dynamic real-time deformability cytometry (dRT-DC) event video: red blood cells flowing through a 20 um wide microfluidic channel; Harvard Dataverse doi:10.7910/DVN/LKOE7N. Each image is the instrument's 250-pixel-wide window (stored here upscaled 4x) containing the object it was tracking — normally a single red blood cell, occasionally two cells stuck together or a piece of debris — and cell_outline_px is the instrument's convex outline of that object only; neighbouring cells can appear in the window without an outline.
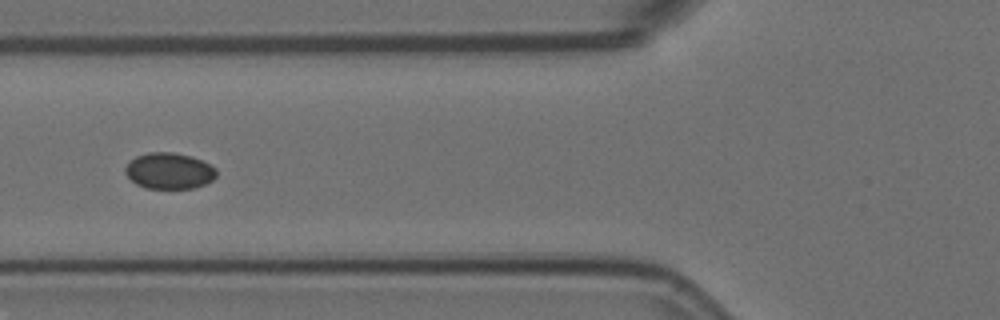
{"species": "Egyptian fruit bat (a non-hibernating species)", "species_latin": "Rousettus aegyptiacus", "temperature_condition": "room temperature", "stored_images_in_passage": 7, "camera_frame_rate_fps": 3000, "um_per_image_px": 0.085, "animal": {"sex": "female"}, "frame": {"image": 1, "passage_image": 3, "time_ms": 0.667, "image_size_px": [1000, 320], "cell_outline_px": [[216, 176], [212, 180], [204, 184], [192, 188], [144, 188], [136, 184], [124, 172], [124, 168], [136, 156], [148, 152], [172, 152], [192, 156], [216, 168]], "centroid_in_image_um": [14.37, 14.52], "position_along_channel_um": 111.4, "area_um2": 19.07}}
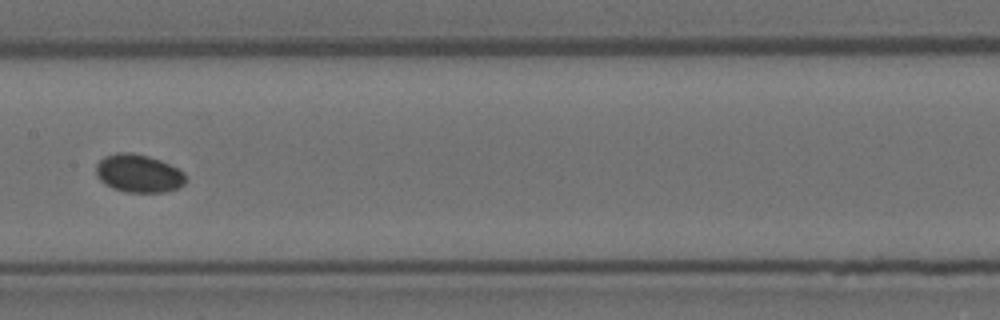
{"frame": {"image": 2, "passage_image": 5, "time_ms": 1.333, "image_size_px": [1000, 320], "cell_outline_px": [[184, 184], [176, 188], [164, 192], [124, 192], [112, 188], [104, 184], [96, 176], [96, 164], [104, 156], [116, 152], [132, 152], [148, 156], [160, 160], [184, 172]], "centroid_in_image_um": [11.72, 14.73], "position_along_channel_um": 195.7, "area_um2": 19.88}}
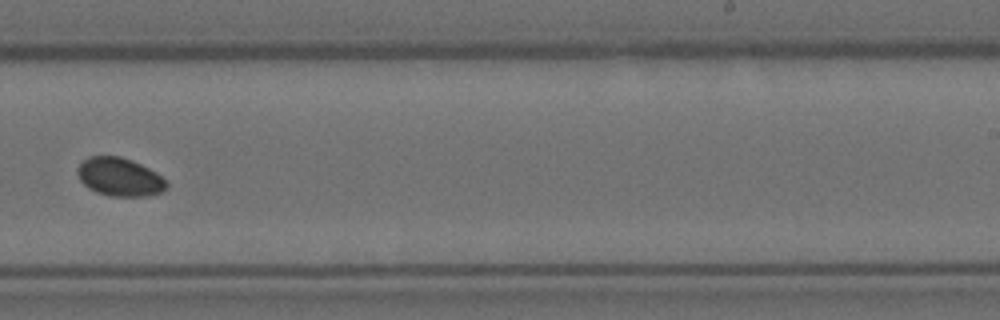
{"frame": {"image": 3, "passage_image": 7, "time_ms": 2.0, "image_size_px": [1000, 320], "cell_outline_px": [[168, 188], [160, 192], [148, 196], [112, 196], [96, 192], [88, 188], [80, 180], [76, 168], [88, 156], [120, 156], [132, 160], [156, 172], [168, 184]], "centroid_in_image_um": [10.16, 15.04], "position_along_channel_um": 278.8, "area_um2": 19.83}}